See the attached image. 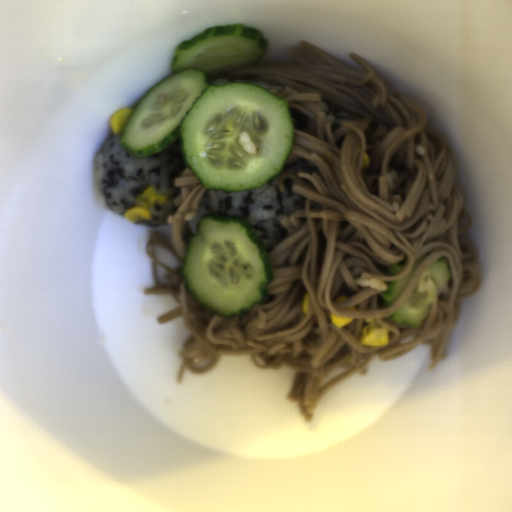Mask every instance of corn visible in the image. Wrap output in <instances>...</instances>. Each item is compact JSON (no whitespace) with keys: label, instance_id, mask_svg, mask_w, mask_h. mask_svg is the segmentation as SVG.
Returning <instances> with one entry per match:
<instances>
[{"label":"corn","instance_id":"corn-8","mask_svg":"<svg viewBox=\"0 0 512 512\" xmlns=\"http://www.w3.org/2000/svg\"><path fill=\"white\" fill-rule=\"evenodd\" d=\"M347 299H349L347 295H342L335 302H343L346 301Z\"/></svg>","mask_w":512,"mask_h":512},{"label":"corn","instance_id":"corn-5","mask_svg":"<svg viewBox=\"0 0 512 512\" xmlns=\"http://www.w3.org/2000/svg\"><path fill=\"white\" fill-rule=\"evenodd\" d=\"M309 305H310V294L307 292L303 295V299H302V306H301V312L302 314H307L308 310H309Z\"/></svg>","mask_w":512,"mask_h":512},{"label":"corn","instance_id":"corn-4","mask_svg":"<svg viewBox=\"0 0 512 512\" xmlns=\"http://www.w3.org/2000/svg\"><path fill=\"white\" fill-rule=\"evenodd\" d=\"M329 318L336 328H343L347 326L348 324L352 323L354 320V317H340L336 313H334L332 310L330 312Z\"/></svg>","mask_w":512,"mask_h":512},{"label":"corn","instance_id":"corn-1","mask_svg":"<svg viewBox=\"0 0 512 512\" xmlns=\"http://www.w3.org/2000/svg\"><path fill=\"white\" fill-rule=\"evenodd\" d=\"M167 202L166 196L158 195L154 187L150 185L134 200V207L124 211L123 215L126 221L132 224L152 220V208L167 204Z\"/></svg>","mask_w":512,"mask_h":512},{"label":"corn","instance_id":"corn-3","mask_svg":"<svg viewBox=\"0 0 512 512\" xmlns=\"http://www.w3.org/2000/svg\"><path fill=\"white\" fill-rule=\"evenodd\" d=\"M132 111L131 108H122L111 116L110 128L114 135L118 136L123 131Z\"/></svg>","mask_w":512,"mask_h":512},{"label":"corn","instance_id":"corn-6","mask_svg":"<svg viewBox=\"0 0 512 512\" xmlns=\"http://www.w3.org/2000/svg\"><path fill=\"white\" fill-rule=\"evenodd\" d=\"M369 166H370V160H369V158H368V156H367V154L365 152L363 157H362L361 168L366 170L367 168H369Z\"/></svg>","mask_w":512,"mask_h":512},{"label":"corn","instance_id":"corn-2","mask_svg":"<svg viewBox=\"0 0 512 512\" xmlns=\"http://www.w3.org/2000/svg\"><path fill=\"white\" fill-rule=\"evenodd\" d=\"M366 326L359 338L361 344L382 347L389 344L388 329L376 318H366Z\"/></svg>","mask_w":512,"mask_h":512},{"label":"corn","instance_id":"corn-7","mask_svg":"<svg viewBox=\"0 0 512 512\" xmlns=\"http://www.w3.org/2000/svg\"><path fill=\"white\" fill-rule=\"evenodd\" d=\"M341 309L342 311H357V306H351V307H348V308H339Z\"/></svg>","mask_w":512,"mask_h":512}]
</instances>
